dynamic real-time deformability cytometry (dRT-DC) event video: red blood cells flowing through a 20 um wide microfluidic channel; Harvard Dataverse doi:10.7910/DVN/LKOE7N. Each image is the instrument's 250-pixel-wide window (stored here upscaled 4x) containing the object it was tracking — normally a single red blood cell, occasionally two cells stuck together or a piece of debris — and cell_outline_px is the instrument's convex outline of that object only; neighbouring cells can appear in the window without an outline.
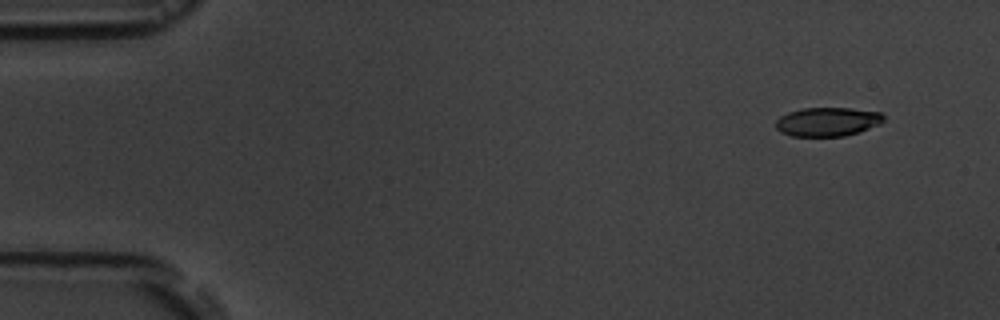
{"species": "common noctule bat (a hibernating species)", "species_latin": "Nyctalus noctula", "temperature_condition": "room temperature", "stored_images_in_passage": 5, "camera_frame_rate_fps": 3000, "um_per_image_px": 0.085, "animal": {"sex": "male", "body_mass_g": 19.5, "forearm_length_mm": 54.6}, "frame": {"image": 1, "passage_image": 1, "time_ms": 0.0, "image_size_px": [1000, 320], "cell_outline_px": [[884, 120], [880, 124], [860, 132], [844, 136], [792, 136], [780, 132], [776, 128], [776, 120], [780, 116], [788, 112], [800, 108], [852, 108], [880, 112], [884, 116]], "centroid_in_image_um": [70.34, 10.34], "position_along_channel_um": 14.7, "area_um2": 18.32}}
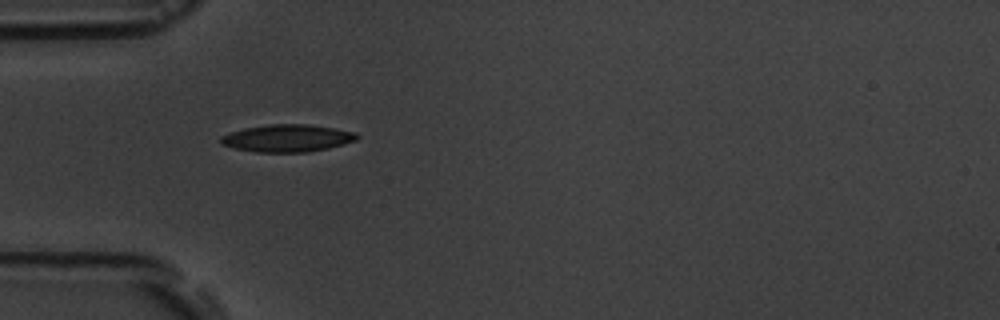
{"frame": {"image": 2, "passage_image": 4, "time_ms": 4.333, "image_size_px": [1000, 320], "cell_outline_px": [[360, 136], [356, 140], [344, 144], [328, 148], [308, 152], [256, 152], [236, 148], [224, 144], [220, 140], [220, 136], [244, 128], [268, 124], [308, 124], [356, 132]], "centroid_in_image_um": [24.46, 11.74], "position_along_channel_um": 60.5, "area_um2": 21.56}}
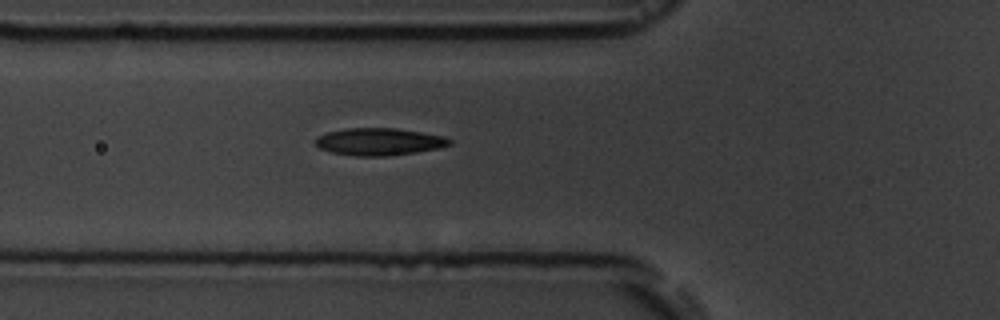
{"frame": {"image": 3, "passage_image": 5, "time_ms": 5.333, "image_size_px": [1000, 320], "cell_outline_px": [[452, 144], [440, 148], [416, 152], [388, 156], [356, 156], [332, 152], [320, 148], [316, 144], [316, 136], [328, 132], [348, 128], [396, 128], [444, 136], [452, 140]], "centroid_in_image_um": [32.25, 12.04], "position_along_channel_um": 93.5, "area_um2": 21.27}}